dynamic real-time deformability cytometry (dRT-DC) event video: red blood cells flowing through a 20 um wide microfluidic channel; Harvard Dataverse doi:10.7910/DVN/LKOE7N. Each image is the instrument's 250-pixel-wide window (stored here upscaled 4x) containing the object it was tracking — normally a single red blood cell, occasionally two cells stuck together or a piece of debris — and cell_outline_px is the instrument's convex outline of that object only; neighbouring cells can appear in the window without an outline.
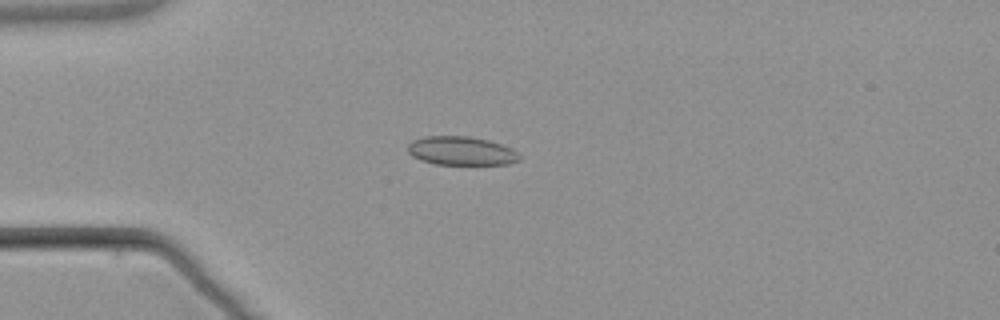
{"species": "common noctule bat (a hibernating species)", "species_latin": "Nyctalus noctula", "temperature_condition": "warm", "stored_images_in_passage": 6, "camera_frame_rate_fps": 3000, "um_per_image_px": 0.085, "animal": {"sex": "male", "body_mass_g": 21.5, "forearm_length_mm": 52.0}, "frame": {"image": 1, "passage_image": 4, "time_ms": 4.667, "image_size_px": [1000, 320], "cell_outline_px": [[520, 160], [508, 164], [432, 164], [420, 160], [412, 156], [408, 152], [408, 144], [412, 140], [424, 136], [468, 136], [488, 140], [512, 148], [520, 156]], "centroid_in_image_um": [39.18, 12.82], "position_along_channel_um": 45.8, "area_um2": 18.73}}
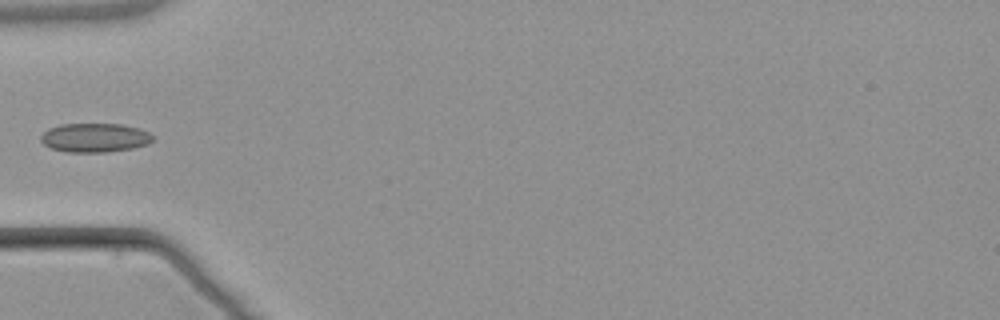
{"frame": {"image": 2, "passage_image": 5, "time_ms": 6.0, "image_size_px": [1000, 320], "cell_outline_px": [[156, 136], [148, 144], [132, 148], [104, 152], [64, 152], [52, 148], [44, 144], [40, 140], [40, 136], [48, 128], [60, 124], [120, 124], [136, 128], [148, 132]], "centroid_in_image_um": [8.04, 11.7], "position_along_channel_um": 77.0, "area_um2": 18.9}}
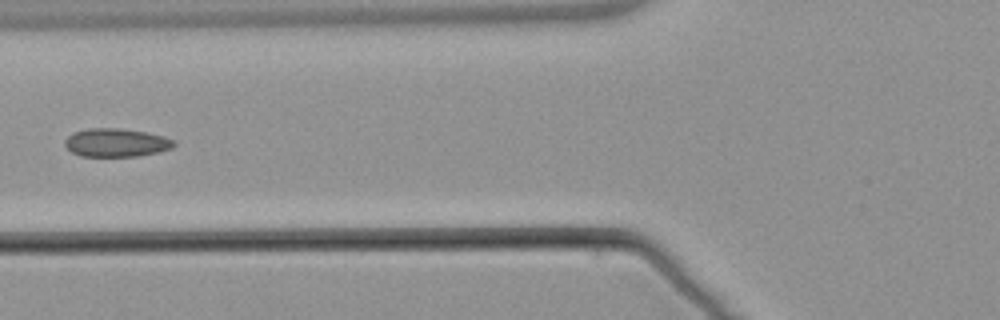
{"frame": {"image": 3, "passage_image": 6, "time_ms": 7.0, "image_size_px": [1000, 320], "cell_outline_px": [[176, 144], [172, 148], [160, 152], [136, 156], [80, 156], [72, 152], [64, 144], [64, 140], [72, 132], [88, 128], [116, 128], [144, 132], [164, 136], [176, 140]], "centroid_in_image_um": [9.88, 12.12], "position_along_channel_um": 115.9, "area_um2": 18.09}}